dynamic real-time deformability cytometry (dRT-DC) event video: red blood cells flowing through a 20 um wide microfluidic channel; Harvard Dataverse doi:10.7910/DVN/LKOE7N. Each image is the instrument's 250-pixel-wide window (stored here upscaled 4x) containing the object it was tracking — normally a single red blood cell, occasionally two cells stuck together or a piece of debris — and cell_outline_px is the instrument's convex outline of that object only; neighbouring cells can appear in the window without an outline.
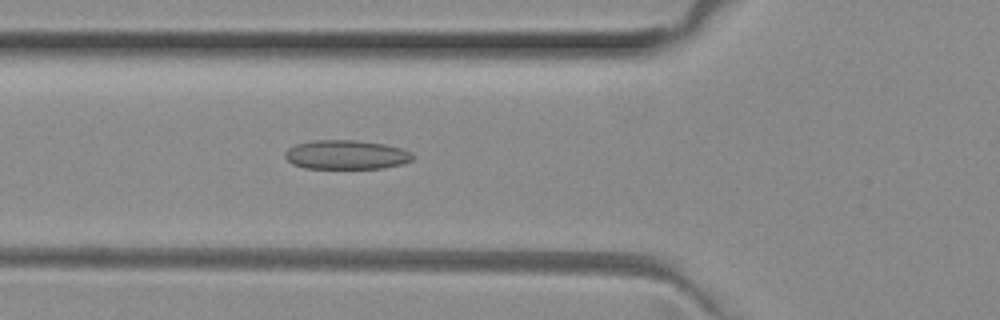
{"species": "common noctule bat (a hibernating species)", "species_latin": "Nyctalus noctula", "temperature_condition": "room temperature", "stored_images_in_passage": 51, "camera_frame_rate_fps": 3000, "um_per_image_px": 0.085, "animal": {"sex": "female", "body_mass_g": 29.2, "forearm_length_mm": 56.3}, "frame": {"image": 1, "passage_image": 18, "time_ms": 5.667, "image_size_px": [1000, 320], "cell_outline_px": [[416, 156], [412, 160], [404, 164], [384, 168], [304, 168], [292, 164], [284, 156], [284, 152], [288, 148], [296, 144], [312, 140], [356, 140], [384, 144], [400, 148], [412, 152]], "centroid_in_image_um": [29.44, 13.15], "position_along_channel_um": 96.4, "area_um2": 21.91}}
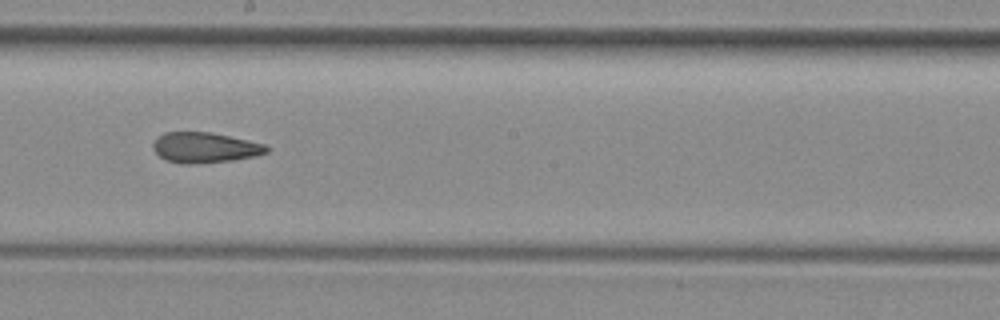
{"frame": {"image": 2, "passage_image": 28, "time_ms": 9.0, "image_size_px": [1000, 320], "cell_outline_px": [[268, 152], [256, 156], [232, 160], [196, 164], [180, 164], [164, 160], [152, 148], [152, 144], [164, 132], [208, 132], [228, 136], [264, 144], [268, 148]], "centroid_in_image_um": [17.38, 12.56], "position_along_channel_um": 230.8, "area_um2": 20.0}}
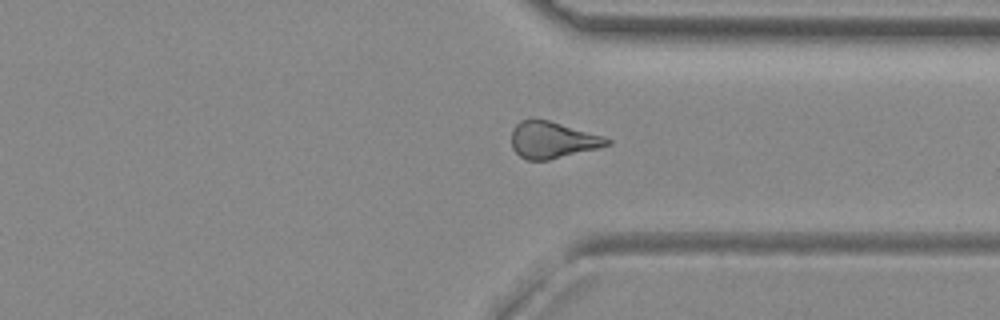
{"frame": {"image": 3, "passage_image": 38, "time_ms": 12.333, "image_size_px": [1000, 320], "cell_outline_px": [[612, 144], [600, 148], [548, 160], [528, 160], [520, 156], [512, 148], [512, 132], [516, 124], [520, 120], [548, 120], [604, 136], [612, 140]], "centroid_in_image_um": [47.0, 11.91], "position_along_channel_um": 364.4, "area_um2": 20.29}, "authors_computed_cell_mechanics": {"area_um2": 21.1548, "velocity_mm_per_s": 4.0189, "shape_relaxation_time_tau1_ms": null, "shape_relaxation_time_tau2_ms": 3.7567, "deformation_change_tau1": null, "deformation_change_tau2": 0.1313}}